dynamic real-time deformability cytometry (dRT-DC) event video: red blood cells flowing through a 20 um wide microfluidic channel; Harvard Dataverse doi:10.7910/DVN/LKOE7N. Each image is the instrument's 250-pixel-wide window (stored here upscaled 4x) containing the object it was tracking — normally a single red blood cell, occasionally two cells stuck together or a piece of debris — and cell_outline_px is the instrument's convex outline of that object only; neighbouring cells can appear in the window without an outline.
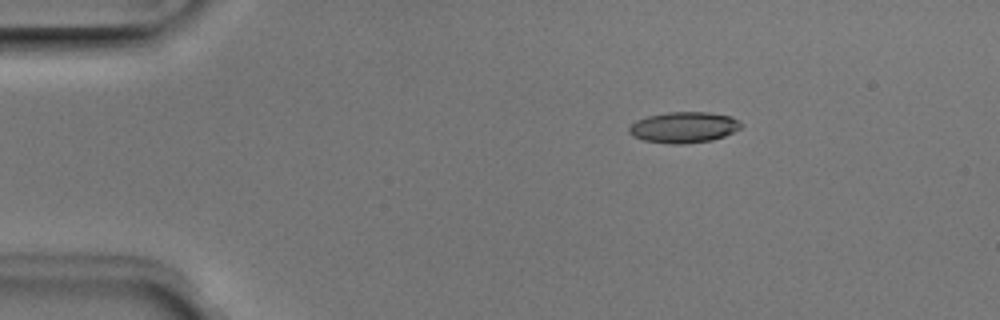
{"species": "Egyptian fruit bat (a non-hibernating species)", "species_latin": "Rousettus aegyptiacus", "temperature_condition": "room temperature", "stored_images_in_passage": 4, "camera_frame_rate_fps": 3000, "um_per_image_px": 0.085, "animal": {"sex": "male"}, "frame": {"image": 1, "passage_image": 3, "time_ms": 0.667, "image_size_px": [1000, 320], "cell_outline_px": [[740, 128], [724, 136], [712, 140], [684, 144], [672, 144], [644, 140], [632, 136], [628, 132], [628, 128], [636, 120], [648, 116], [668, 112], [708, 112], [732, 116], [740, 124]], "centroid_in_image_um": [58.09, 10.82], "position_along_channel_um": 26.9, "area_um2": 20.06}}